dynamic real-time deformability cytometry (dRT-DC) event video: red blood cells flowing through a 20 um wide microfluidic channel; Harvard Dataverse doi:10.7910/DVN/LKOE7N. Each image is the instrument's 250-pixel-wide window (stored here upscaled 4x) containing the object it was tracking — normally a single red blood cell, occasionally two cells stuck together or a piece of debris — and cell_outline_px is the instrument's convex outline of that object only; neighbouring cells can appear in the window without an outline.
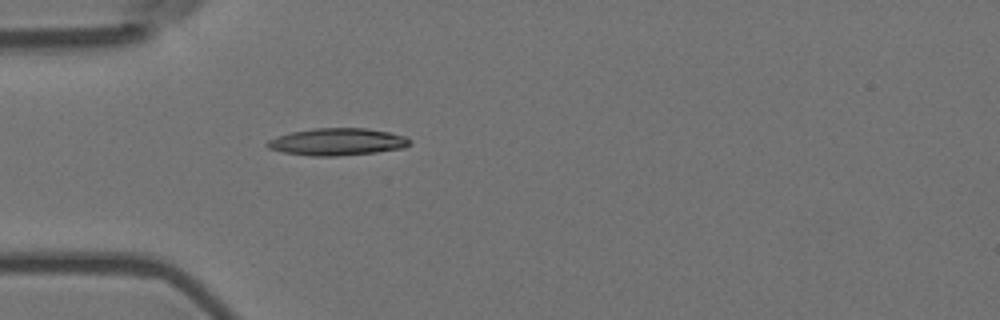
{"species": "Egyptian fruit bat (a non-hibernating species)", "species_latin": "Rousettus aegyptiacus", "temperature_condition": "room temperature", "stored_images_in_passage": 4, "camera_frame_rate_fps": 3000, "um_per_image_px": 0.085, "animal": {"sex": "female"}, "frame": {"image": 1, "passage_image": 4, "time_ms": 1.0, "image_size_px": [1000, 320], "cell_outline_px": [[412, 144], [404, 148], [376, 152], [336, 156], [312, 156], [284, 152], [268, 148], [264, 144], [268, 140], [276, 136], [292, 132], [316, 128], [364, 128], [392, 132], [404, 136], [412, 140]], "centroid_in_image_um": [28.7, 12.05], "position_along_channel_um": 56.3, "area_um2": 22.66}}